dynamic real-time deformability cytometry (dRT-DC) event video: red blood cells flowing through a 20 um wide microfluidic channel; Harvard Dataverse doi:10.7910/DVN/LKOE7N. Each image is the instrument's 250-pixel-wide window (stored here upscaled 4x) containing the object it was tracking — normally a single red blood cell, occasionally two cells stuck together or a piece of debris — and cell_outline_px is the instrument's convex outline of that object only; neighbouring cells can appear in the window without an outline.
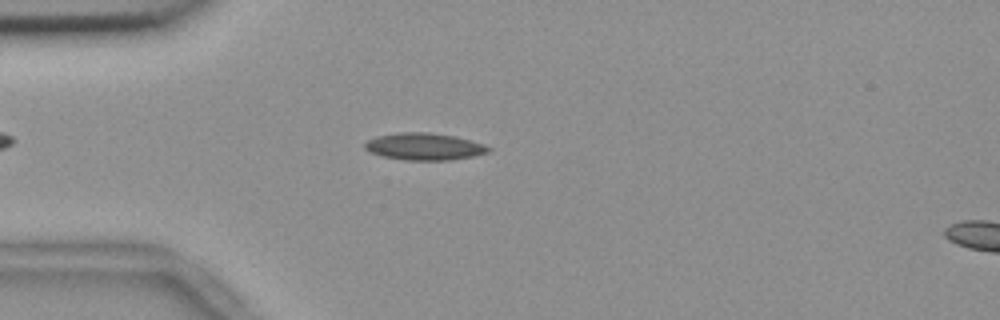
{"species": "common noctule bat (a hibernating species)", "species_latin": "Nyctalus noctula", "temperature_condition": "room temperature", "stored_images_in_passage": 52, "camera_frame_rate_fps": 3000, "um_per_image_px": 0.085, "animal": {"sex": "female", "body_mass_g": 18.4}, "frame": {"image": 1, "passage_image": 12, "time_ms": 3.667, "image_size_px": [1000, 320], "cell_outline_px": [[492, 148], [488, 152], [472, 156], [452, 160], [404, 160], [380, 156], [364, 148], [364, 144], [368, 140], [376, 136], [400, 132], [428, 132], [456, 136], [484, 144]], "centroid_in_image_um": [36.06, 12.45], "position_along_channel_um": 48.9, "area_um2": 19.54}}
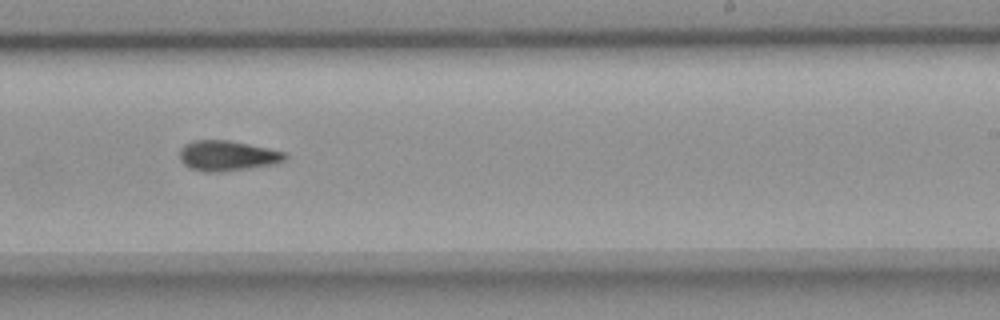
{"frame": {"image": 2, "passage_image": 31, "time_ms": 10.0, "image_size_px": [1000, 320], "cell_outline_px": [[288, 156], [284, 160], [276, 164], [220, 172], [204, 172], [188, 168], [180, 160], [180, 148], [184, 144], [192, 140], [228, 140], [268, 148], [284, 152]], "centroid_in_image_um": [19.29, 13.24], "position_along_channel_um": 269.7, "area_um2": 18.67}}
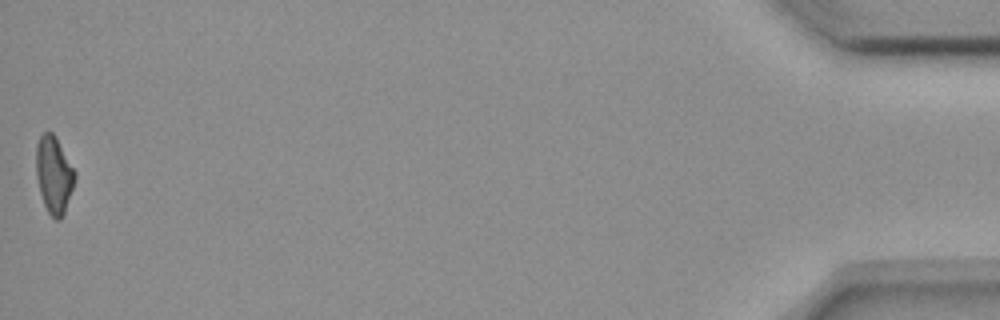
{"frame": {"image": 3, "passage_image": 52, "time_ms": 17.0, "image_size_px": [1000, 320], "cell_outline_px": [[76, 176], [64, 212], [60, 220], [56, 220], [48, 212], [44, 204], [40, 192], [36, 176], [36, 144], [40, 136], [44, 132], [52, 132], [56, 136], [76, 172]], "centroid_in_image_um": [4.57, 14.82], "position_along_channel_um": 430.6, "area_um2": 17.28}, "authors_computed_cell_mechanics": {"area_um2": 17.9758, "velocity_mm_per_s": 3.689, "shape_relaxation_time_tau1_ms": 8.5357, "shape_relaxation_time_tau2_ms": null, "deformation_change_tau1": 0.1836, "deformation_change_tau2": null}}